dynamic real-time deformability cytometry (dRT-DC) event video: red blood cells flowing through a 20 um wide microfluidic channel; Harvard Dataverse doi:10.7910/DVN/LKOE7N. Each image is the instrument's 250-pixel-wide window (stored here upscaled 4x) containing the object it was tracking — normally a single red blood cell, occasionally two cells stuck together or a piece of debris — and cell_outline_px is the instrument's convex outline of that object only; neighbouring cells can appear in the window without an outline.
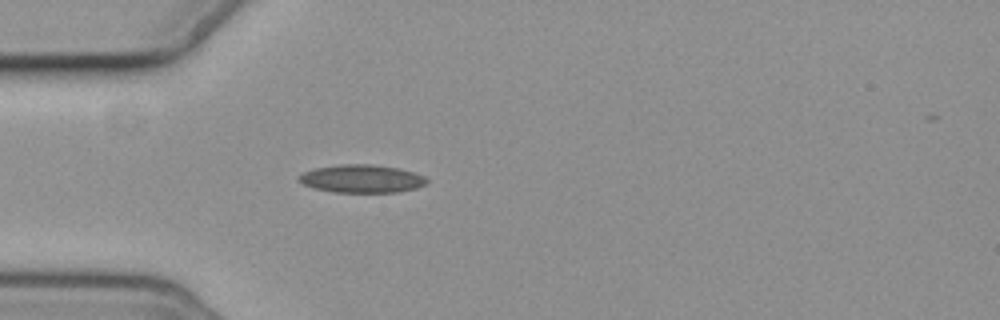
{"species": "common noctule bat (a hibernating species)", "species_latin": "Nyctalus noctula", "temperature_condition": "cold", "stored_images_in_passage": 4, "camera_frame_rate_fps": 3000, "um_per_image_px": 0.085, "animal": {"sex": "female", "body_mass_g": 19.3, "forearm_length_mm": 54.1}, "frame": {"image": 1, "passage_image": 4, "time_ms": 4.333, "image_size_px": [1000, 320], "cell_outline_px": [[428, 180], [424, 184], [416, 188], [396, 192], [336, 192], [316, 188], [304, 184], [296, 180], [296, 176], [304, 172], [316, 168], [340, 164], [372, 164], [400, 168], [424, 176]], "centroid_in_image_um": [30.73, 15.18], "position_along_channel_um": 54.3, "area_um2": 20.75}}